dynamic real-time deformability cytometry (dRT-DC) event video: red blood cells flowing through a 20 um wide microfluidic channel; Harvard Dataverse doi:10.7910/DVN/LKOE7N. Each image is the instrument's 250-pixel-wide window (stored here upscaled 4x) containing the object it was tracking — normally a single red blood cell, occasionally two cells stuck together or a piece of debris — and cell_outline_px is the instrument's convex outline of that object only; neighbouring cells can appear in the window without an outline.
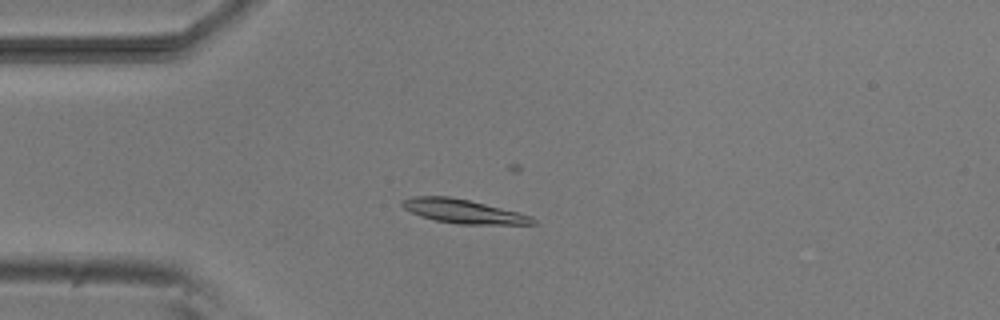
{"species": "common noctule bat (a hibernating species)", "species_latin": "Nyctalus noctula", "temperature_condition": "room temperature", "stored_images_in_passage": 54, "camera_frame_rate_fps": 3000, "um_per_image_px": 0.085, "animal": {"sex": "male", "body_mass_g": 20.5, "forearm_length_mm": 52.5}, "frame": {"image": 1, "passage_image": 14, "time_ms": 4.333, "image_size_px": [1000, 320], "cell_outline_px": [[536, 224], [456, 224], [436, 220], [420, 216], [404, 208], [400, 204], [404, 200], [412, 196], [448, 196], [468, 200], [532, 216], [536, 220]], "centroid_in_image_um": [39.35, 17.96], "position_along_channel_um": 45.6, "area_um2": 17.86}}
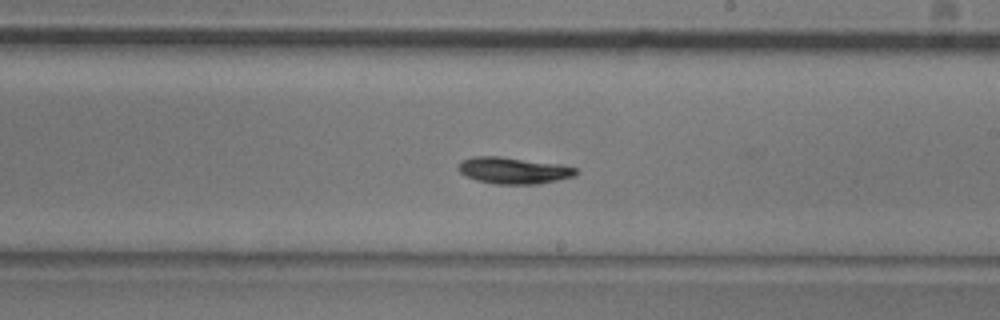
{"frame": {"image": 2, "passage_image": 31, "time_ms": 10.0, "image_size_px": [1000, 320], "cell_outline_px": [[580, 172], [576, 176], [540, 184], [492, 184], [476, 180], [464, 176], [456, 168], [460, 160], [472, 156], [500, 156], [564, 164], [576, 168]], "centroid_in_image_um": [43.65, 14.48], "position_along_channel_um": 245.3, "area_um2": 18.79}}
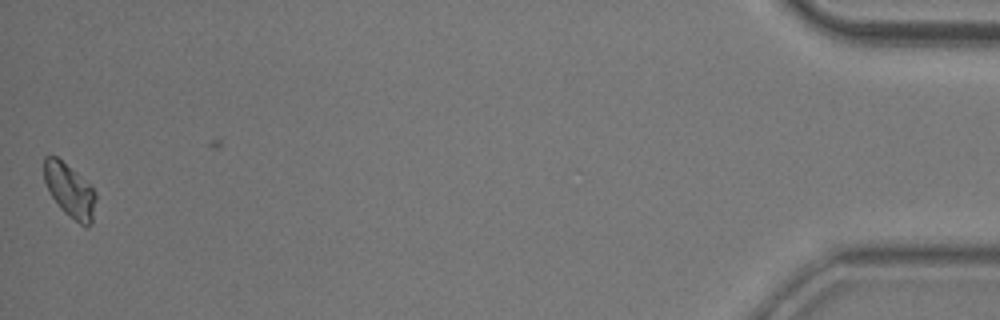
{"frame": {"image": 3, "passage_image": 53, "time_ms": 17.333, "image_size_px": [1000, 320], "cell_outline_px": [[96, 200], [92, 224], [84, 228], [64, 212], [60, 208], [52, 196], [44, 180], [44, 156], [56, 156], [76, 172], [96, 192]], "centroid_in_image_um": [5.94, 16.23], "position_along_channel_um": 429.3, "area_um2": 16.07}, "authors_computed_cell_mechanics": {"area_um2": 17.4556, "velocity_mm_per_s": 3.8074, "shape_relaxation_time_tau1_ms": 2.8768, "shape_relaxation_time_tau2_ms": null, "deformation_change_tau1": 0.1068, "deformation_change_tau2": null}}